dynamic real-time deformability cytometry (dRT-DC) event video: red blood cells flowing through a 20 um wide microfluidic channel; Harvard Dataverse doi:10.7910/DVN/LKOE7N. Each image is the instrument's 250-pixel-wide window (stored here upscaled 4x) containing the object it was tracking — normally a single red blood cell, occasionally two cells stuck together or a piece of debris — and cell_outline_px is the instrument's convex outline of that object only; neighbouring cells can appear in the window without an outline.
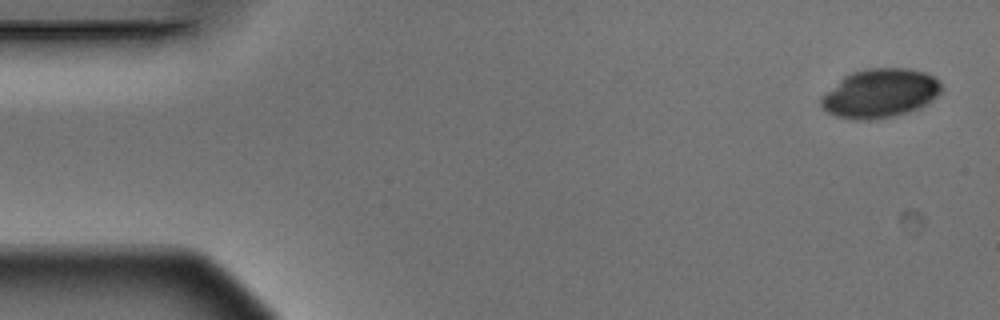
{"species": "Egyptian fruit bat (a non-hibernating species)", "species_latin": "Rousettus aegyptiacus", "temperature_condition": "warm", "stored_images_in_passage": 5, "camera_frame_rate_fps": 3000, "um_per_image_px": 0.085, "animal": {"sex": "male"}, "frame": {"image": 1, "passage_image": 1, "time_ms": 0.0, "image_size_px": [1000, 320], "cell_outline_px": [[944, 88], [928, 104], [920, 108], [892, 116], [868, 120], [856, 120], [836, 116], [828, 112], [820, 104], [820, 96], [844, 76], [868, 68], [908, 68], [924, 72], [936, 76], [940, 80]], "centroid_in_image_um": [74.84, 7.92], "position_along_channel_um": 10.2, "area_um2": 34.39}}
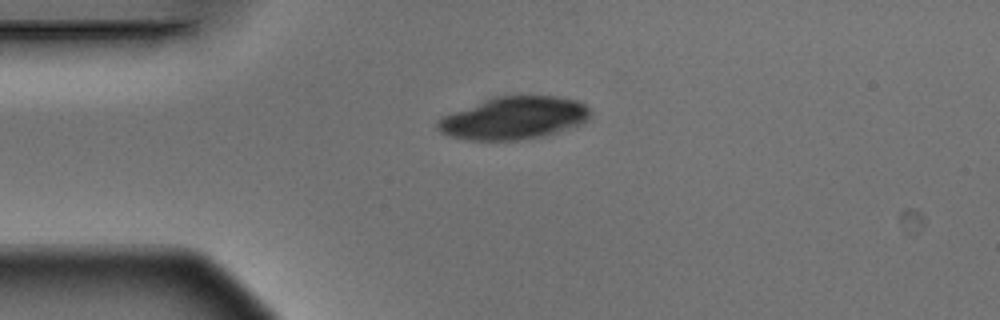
{"frame": {"image": 2, "passage_image": 4, "time_ms": 1.0, "image_size_px": [1000, 320], "cell_outline_px": [[592, 112], [588, 120], [572, 128], [540, 136], [516, 140], [472, 140], [448, 136], [440, 132], [436, 128], [436, 120], [440, 116], [484, 100], [496, 96], [556, 96], [576, 100], [584, 104]], "centroid_in_image_um": [43.65, 10.03], "position_along_channel_um": 41.4, "area_um2": 37.92}}